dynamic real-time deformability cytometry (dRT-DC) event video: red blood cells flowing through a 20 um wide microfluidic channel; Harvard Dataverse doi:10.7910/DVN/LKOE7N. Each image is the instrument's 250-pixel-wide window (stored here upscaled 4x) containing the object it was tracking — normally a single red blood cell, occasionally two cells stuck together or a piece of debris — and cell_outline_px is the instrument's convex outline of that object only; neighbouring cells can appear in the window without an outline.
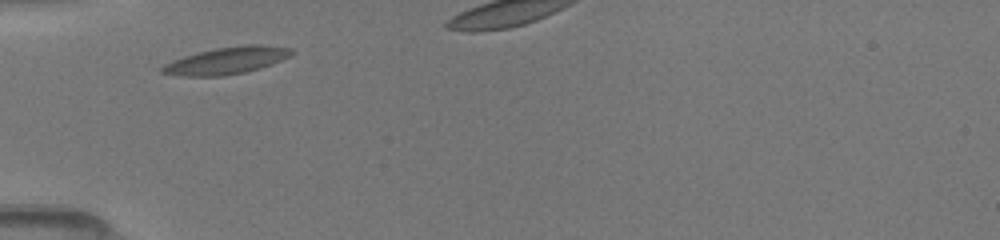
{"species": "common noctule bat (a hibernating species)", "species_latin": "Nyctalus noctula", "temperature_condition": "room temperature", "stored_images_in_passage": 4, "camera_frame_rate_fps": 3000, "um_per_image_px": 0.085, "animal": {"sex": "female", "body_mass_g": 19.5, "forearm_length_mm": 54.1}, "frame": {"image": 1, "passage_image": 1, "time_ms": 0.0, "image_size_px": [1000, 240], "cell_outline_px": [[296, 52], [280, 60], [260, 68], [244, 72], [220, 76], [180, 76], [160, 72], [160, 68], [164, 64], [172, 60], [196, 52], [216, 48], [244, 44], [260, 44], [292, 48]], "centroid_in_image_um": [19.24, 5.13], "position_along_channel_um": 65.8, "area_um2": 20.4}}